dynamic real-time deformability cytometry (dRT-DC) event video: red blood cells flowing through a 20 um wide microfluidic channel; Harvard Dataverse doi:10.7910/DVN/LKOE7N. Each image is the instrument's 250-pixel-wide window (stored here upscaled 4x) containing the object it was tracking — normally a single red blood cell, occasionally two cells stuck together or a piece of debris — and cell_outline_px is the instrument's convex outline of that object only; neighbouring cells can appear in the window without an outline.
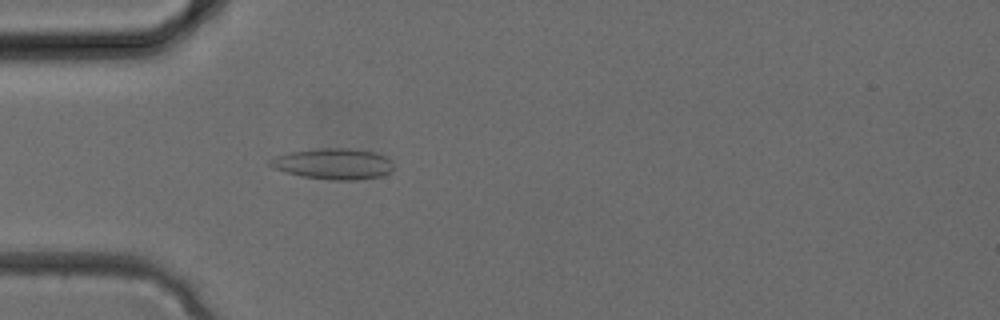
{"species": "common noctule bat (a hibernating species)", "species_latin": "Nyctalus noctula", "temperature_condition": "cold", "stored_images_in_passage": 27, "camera_frame_rate_fps": 3000, "um_per_image_px": 0.085, "animal": {"sex": "female", "body_mass_g": 24.6, "forearm_length_mm": 56.2}, "frame": {"image": 1, "passage_image": 3, "time_ms": 0.667, "image_size_px": [1000, 320], "cell_outline_px": [[392, 168], [388, 172], [380, 176], [356, 180], [332, 180], [300, 176], [276, 168], [268, 164], [268, 160], [276, 156], [288, 152], [320, 148], [348, 148], [376, 152], [392, 160]], "centroid_in_image_um": [28.33, 13.92], "position_along_channel_um": 56.7, "area_um2": 22.14}}
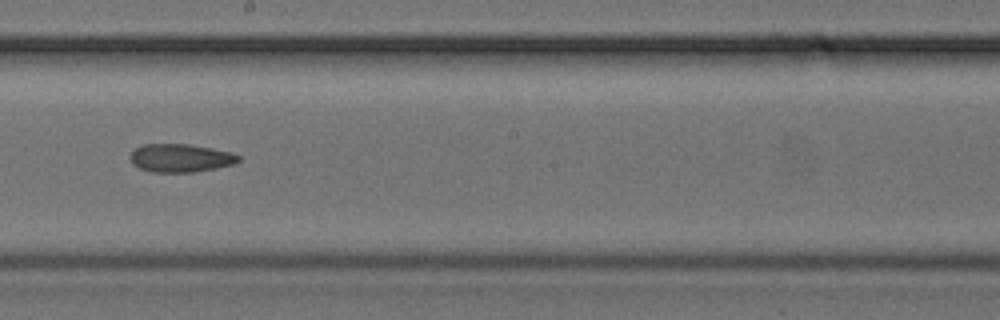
{"frame": {"image": 2, "passage_image": 12, "time_ms": 3.667, "image_size_px": [1000, 320], "cell_outline_px": [[240, 160], [236, 164], [196, 172], [152, 172], [140, 168], [132, 164], [128, 156], [136, 148], [144, 144], [188, 144], [212, 148], [232, 152], [240, 156]], "centroid_in_image_um": [15.36, 13.43], "position_along_channel_um": 232.8, "area_um2": 17.98}}
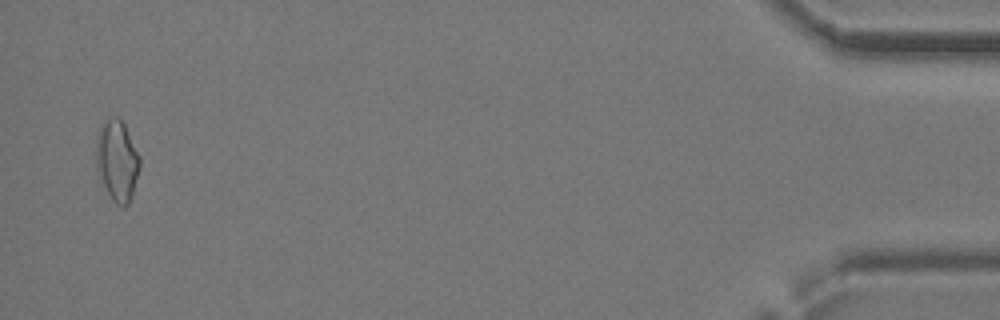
{"frame": {"image": 3, "passage_image": 26, "time_ms": 8.333, "image_size_px": [1000, 320], "cell_outline_px": [[140, 168], [132, 196], [128, 204], [124, 208], [116, 204], [112, 200], [96, 172], [96, 144], [100, 128], [108, 116], [120, 116], [140, 156]], "centroid_in_image_um": [9.96, 13.65], "position_along_channel_um": 425.2, "area_um2": 20.81}}